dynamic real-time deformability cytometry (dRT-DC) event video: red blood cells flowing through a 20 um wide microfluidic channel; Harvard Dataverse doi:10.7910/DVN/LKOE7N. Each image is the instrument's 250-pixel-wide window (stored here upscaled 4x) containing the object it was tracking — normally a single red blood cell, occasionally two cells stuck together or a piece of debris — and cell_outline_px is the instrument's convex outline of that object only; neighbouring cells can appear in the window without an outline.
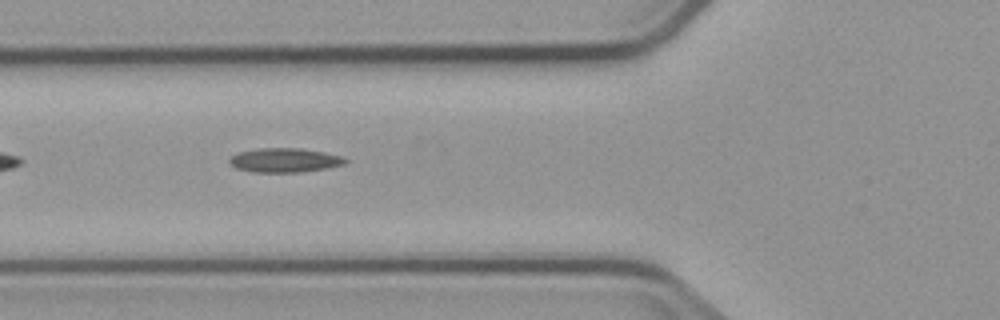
{"species": "common noctule bat (a hibernating species)", "species_latin": "Nyctalus noctula", "temperature_condition": "cold", "stored_images_in_passage": 2, "camera_frame_rate_fps": 3000, "um_per_image_px": 0.085, "animal": {"sex": "male", "body_mass_g": 23.1, "forearm_length_mm": 52.7}, "frame": {"image": 1, "passage_image": 2, "time_ms": 1.333, "image_size_px": [1000, 320], "cell_outline_px": [[348, 160], [344, 164], [328, 168], [300, 172], [252, 172], [236, 168], [228, 160], [232, 156], [240, 152], [260, 148], [300, 148], [324, 152], [340, 156]], "centroid_in_image_um": [24.2, 13.62], "position_along_channel_um": 101.6, "area_um2": 16.18}}